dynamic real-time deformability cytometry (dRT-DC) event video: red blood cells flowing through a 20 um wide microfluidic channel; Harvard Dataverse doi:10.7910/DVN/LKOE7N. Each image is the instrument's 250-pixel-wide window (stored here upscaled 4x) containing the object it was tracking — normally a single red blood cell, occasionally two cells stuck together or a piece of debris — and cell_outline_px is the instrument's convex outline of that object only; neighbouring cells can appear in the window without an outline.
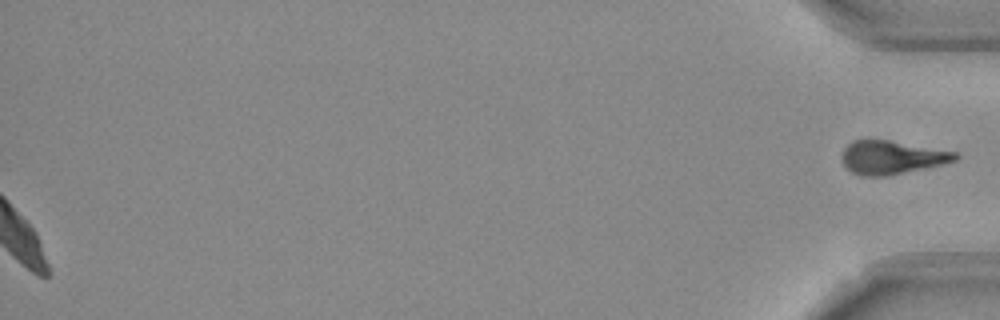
{"species": "Egyptian fruit bat (a non-hibernating species)", "species_latin": "Rousettus aegyptiacus", "temperature_condition": "room temperature", "stored_images_in_passage": 52, "segment_of_instrument_passage": [2, 2], "camera_frame_rate_fps": 3000, "um_per_image_px": 0.085, "frame": {"image": 1, "passage_image": 52, "time_ms": 17.0, "image_size_px": [1000, 320], "cell_outline_px": [[960, 156], [956, 160], [924, 168], [884, 176], [864, 176], [852, 172], [844, 168], [840, 156], [844, 148], [852, 140], [888, 140], [960, 152]], "centroid_in_image_um": [75.77, 13.37], "position_along_channel_um": 359.4, "area_um2": 22.14}}